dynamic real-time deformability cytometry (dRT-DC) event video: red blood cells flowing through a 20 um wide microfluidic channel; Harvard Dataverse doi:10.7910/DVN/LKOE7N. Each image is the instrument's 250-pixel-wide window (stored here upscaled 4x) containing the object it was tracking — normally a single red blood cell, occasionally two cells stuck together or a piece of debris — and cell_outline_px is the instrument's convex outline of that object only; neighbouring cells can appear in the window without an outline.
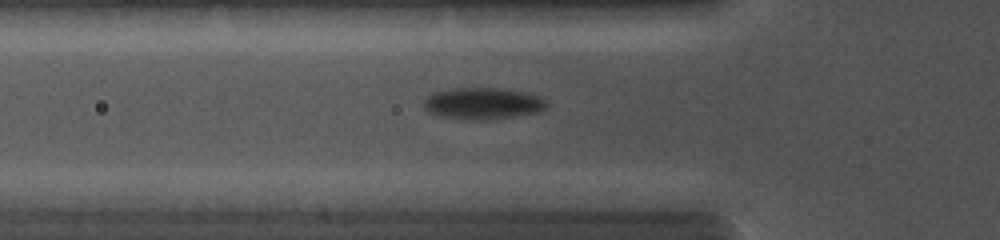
{"species": "common noctule bat (a hibernating species)", "species_latin": "Nyctalus noctula", "temperature_condition": "cold", "stored_images_in_passage": 31, "camera_frame_rate_fps": 5000, "um_per_image_px": 0.085, "animal": {"sex": "female", "body_mass_g": 19.0, "forearm_length_mm": 56.7}, "frame": {"image": 1, "passage_image": 11, "time_ms": 4.2, "image_size_px": [1000, 240], "cell_outline_px": [[548, 104], [540, 112], [516, 116], [488, 120], [468, 120], [436, 116], [428, 112], [424, 108], [424, 100], [428, 96], [436, 92], [452, 88], [496, 88], [524, 92], [536, 96], [544, 100]], "centroid_in_image_um": [41.0, 8.81], "position_along_channel_um": 84.8, "area_um2": 22.66}}
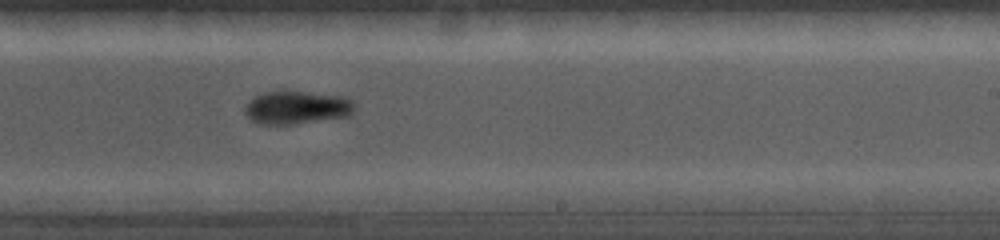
{"frame": {"image": 2, "passage_image": 22, "time_ms": 8.2, "image_size_px": [1000, 240], "cell_outline_px": [[352, 112], [348, 116], [292, 124], [260, 124], [248, 120], [244, 112], [244, 108], [256, 96], [264, 92], [300, 92], [340, 96], [352, 100]], "centroid_in_image_um": [25.16, 9.16], "position_along_channel_um": 263.8, "area_um2": 20.58}}
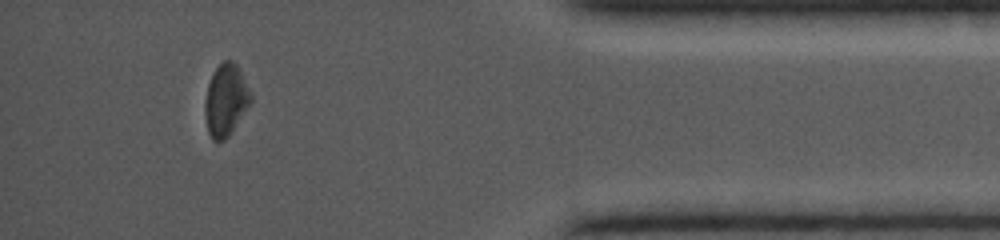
{"frame": {"image": 3, "passage_image": 30, "time_ms": 12.2, "image_size_px": [1000, 240], "cell_outline_px": [[252, 100], [228, 136], [224, 140], [212, 140], [208, 132], [204, 112], [204, 104], [208, 84], [216, 68], [224, 60], [232, 60], [236, 64], [252, 96]], "centroid_in_image_um": [19.17, 8.51], "position_along_channel_um": 416.0, "area_um2": 18.73}}